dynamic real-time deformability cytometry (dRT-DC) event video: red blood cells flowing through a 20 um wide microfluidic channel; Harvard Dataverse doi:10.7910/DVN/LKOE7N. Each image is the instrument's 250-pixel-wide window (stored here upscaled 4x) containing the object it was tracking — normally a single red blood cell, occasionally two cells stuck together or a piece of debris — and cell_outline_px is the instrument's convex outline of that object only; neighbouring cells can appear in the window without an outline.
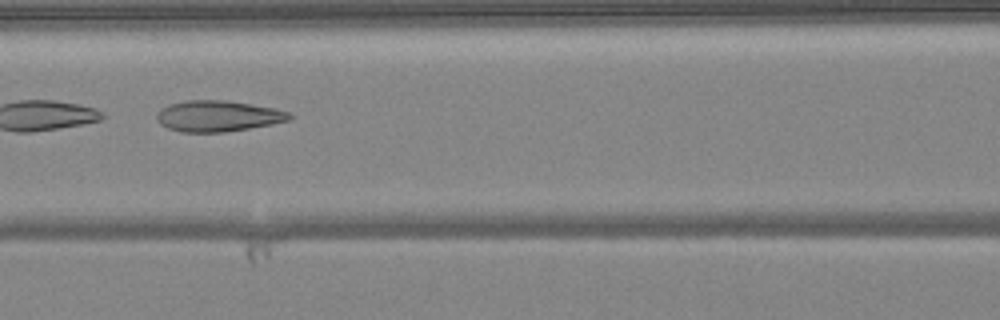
{"species": "common noctule bat (a hibernating species)", "species_latin": "Nyctalus noctula", "temperature_condition": "warm", "stored_images_in_passage": 29, "camera_frame_rate_fps": 3000, "um_per_image_px": 0.085, "animal": {"sex": "female", "body_mass_g": 24.6, "forearm_length_mm": 56.2}, "frame": {"image": 1, "passage_image": 21, "time_ms": 6.667, "image_size_px": [1000, 320], "cell_outline_px": [[296, 116], [288, 120], [272, 124], [224, 132], [180, 132], [168, 128], [160, 124], [156, 120], [156, 112], [160, 108], [168, 104], [184, 100], [224, 100], [276, 108], [288, 112]], "centroid_in_image_um": [18.49, 9.86], "position_along_channel_um": 148.1, "area_um2": 24.16}}